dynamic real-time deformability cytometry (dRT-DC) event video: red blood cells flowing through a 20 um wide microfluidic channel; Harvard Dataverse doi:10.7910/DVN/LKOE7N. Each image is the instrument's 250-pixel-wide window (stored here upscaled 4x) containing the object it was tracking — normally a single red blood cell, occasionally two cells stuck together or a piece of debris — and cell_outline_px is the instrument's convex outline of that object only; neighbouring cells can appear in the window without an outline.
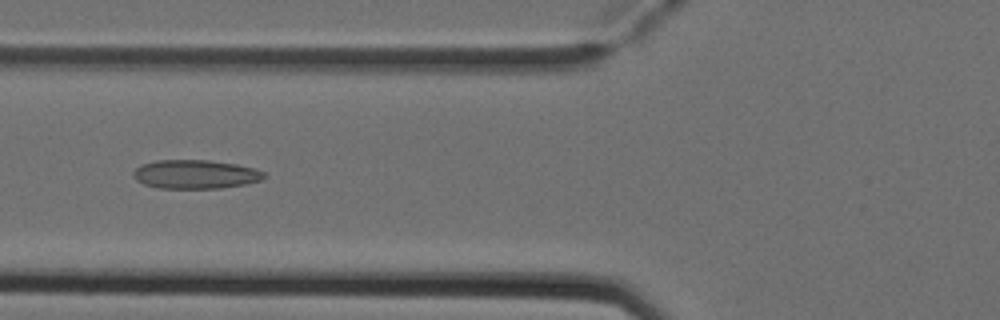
{"species": "Egyptian fruit bat (a non-hibernating species)", "species_latin": "Rousettus aegyptiacus", "temperature_condition": "cold", "stored_images_in_passage": 7, "camera_frame_rate_fps": 3000, "um_per_image_px": 0.085, "animal": {"sex": "female"}, "frame": {"image": 1, "passage_image": 4, "time_ms": 1.0, "image_size_px": [1000, 320], "cell_outline_px": [[264, 176], [260, 180], [244, 184], [220, 188], [156, 188], [144, 184], [136, 180], [132, 176], [132, 172], [140, 164], [156, 160], [208, 160], [236, 164], [256, 168], [264, 172]], "centroid_in_image_um": [16.55, 14.81], "position_along_channel_um": 109.2, "area_um2": 22.02}}
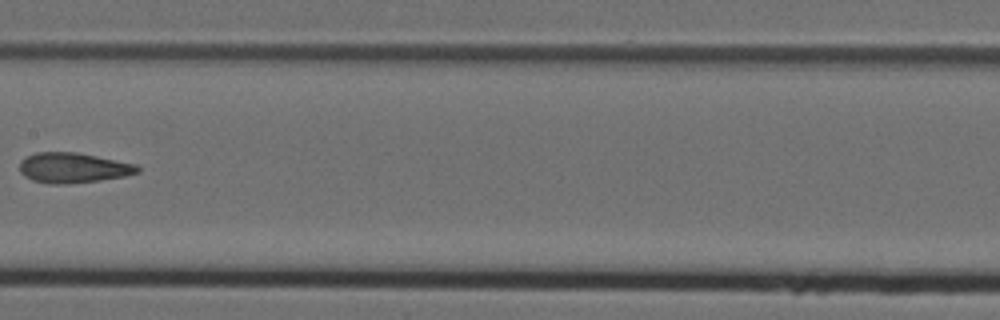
{"frame": {"image": 2, "passage_image": 6, "time_ms": 1.667, "image_size_px": [1000, 320], "cell_outline_px": [[140, 172], [124, 176], [100, 180], [68, 184], [48, 184], [32, 180], [24, 176], [20, 172], [20, 160], [24, 156], [36, 152], [76, 152], [136, 164], [140, 168]], "centroid_in_image_um": [6.18, 14.26], "position_along_channel_um": 201.2, "area_um2": 20.87}}
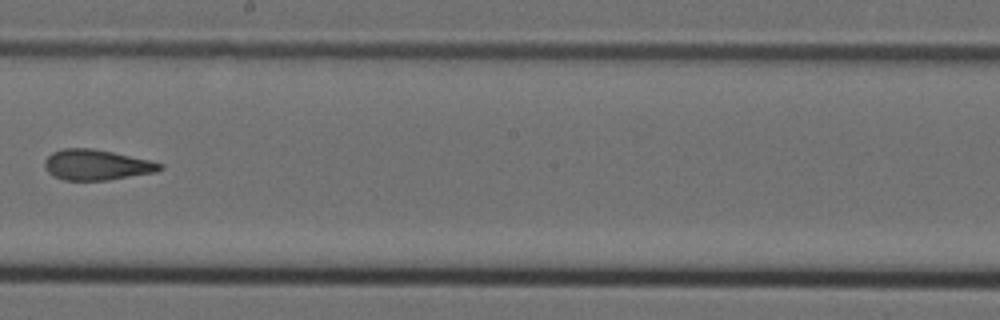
{"frame": {"image": 3, "passage_image": 7, "time_ms": 2.0, "image_size_px": [1000, 320], "cell_outline_px": [[164, 168], [156, 172], [108, 180], [64, 180], [52, 176], [44, 168], [44, 160], [52, 152], [64, 148], [92, 148], [112, 152], [148, 160], [164, 164]], "centroid_in_image_um": [8.18, 14.02], "position_along_channel_um": 240.0, "area_um2": 20.52}}